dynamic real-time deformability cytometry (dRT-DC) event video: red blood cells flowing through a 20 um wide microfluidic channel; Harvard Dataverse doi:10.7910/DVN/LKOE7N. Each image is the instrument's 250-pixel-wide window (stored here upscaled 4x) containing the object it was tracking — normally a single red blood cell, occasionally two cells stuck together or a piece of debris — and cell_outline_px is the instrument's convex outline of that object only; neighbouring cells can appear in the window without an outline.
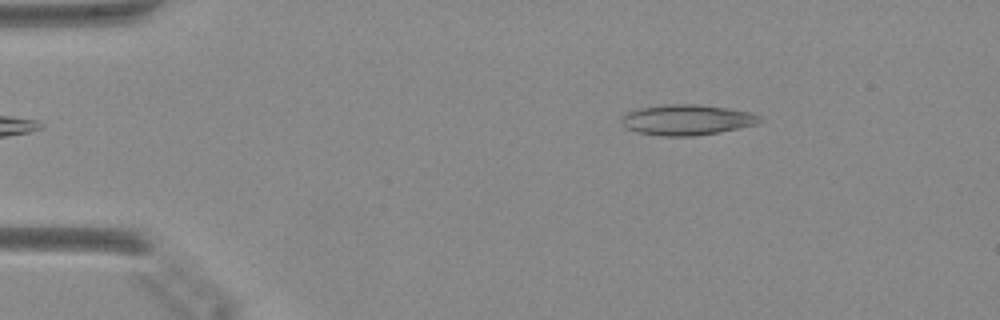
{"species": "Egyptian fruit bat (a non-hibernating species)", "species_latin": "Rousettus aegyptiacus", "temperature_condition": "warm", "stored_images_in_passage": 47, "camera_frame_rate_fps": 3000, "um_per_image_px": 0.085, "animal": {"sex": "female"}, "frame": {"image": 1, "passage_image": 7, "time_ms": 2.0, "image_size_px": [1000, 320], "cell_outline_px": [[764, 120], [760, 124], [716, 132], [692, 136], [660, 136], [636, 132], [624, 128], [620, 124], [620, 120], [624, 112], [640, 108], [664, 104], [696, 104], [728, 108], [752, 112], [760, 116]], "centroid_in_image_um": [58.35, 10.18], "position_along_channel_um": 26.6, "area_um2": 24.97}}
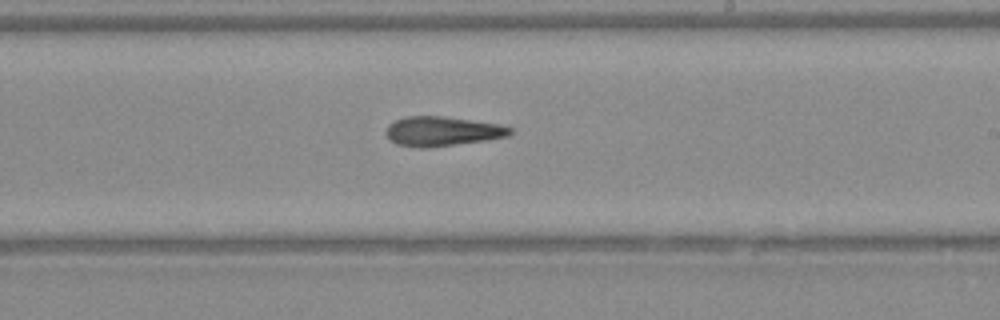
{"frame": {"image": 2, "passage_image": 28, "time_ms": 9.0, "image_size_px": [1000, 320], "cell_outline_px": [[512, 132], [508, 136], [488, 140], [428, 148], [420, 148], [396, 144], [388, 136], [388, 124], [396, 120], [408, 116], [440, 116], [500, 124], [512, 128]], "centroid_in_image_um": [37.63, 11.17], "position_along_channel_um": 251.4, "area_um2": 21.15}}
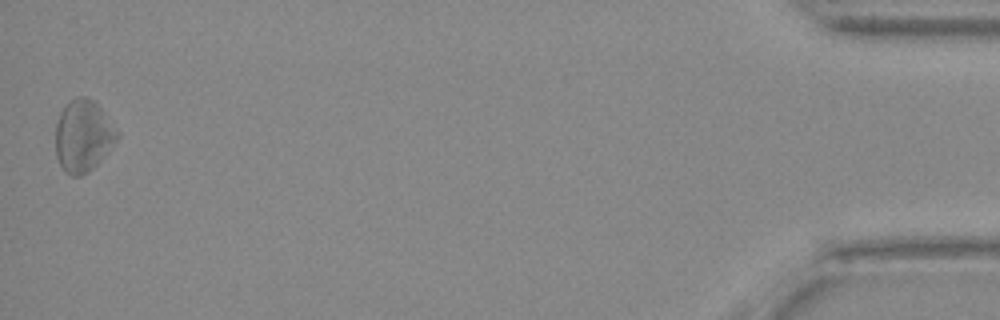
{"frame": {"image": 3, "passage_image": 47, "time_ms": 15.333, "image_size_px": [1000, 320], "cell_outline_px": [[120, 136], [100, 160], [88, 172], [80, 176], [72, 176], [64, 172], [56, 156], [56, 124], [60, 112], [68, 100], [76, 96], [84, 96], [92, 100], [100, 108], [120, 132]], "centroid_in_image_um": [7.05, 11.54], "position_along_channel_um": 428.1, "area_um2": 25.78}}